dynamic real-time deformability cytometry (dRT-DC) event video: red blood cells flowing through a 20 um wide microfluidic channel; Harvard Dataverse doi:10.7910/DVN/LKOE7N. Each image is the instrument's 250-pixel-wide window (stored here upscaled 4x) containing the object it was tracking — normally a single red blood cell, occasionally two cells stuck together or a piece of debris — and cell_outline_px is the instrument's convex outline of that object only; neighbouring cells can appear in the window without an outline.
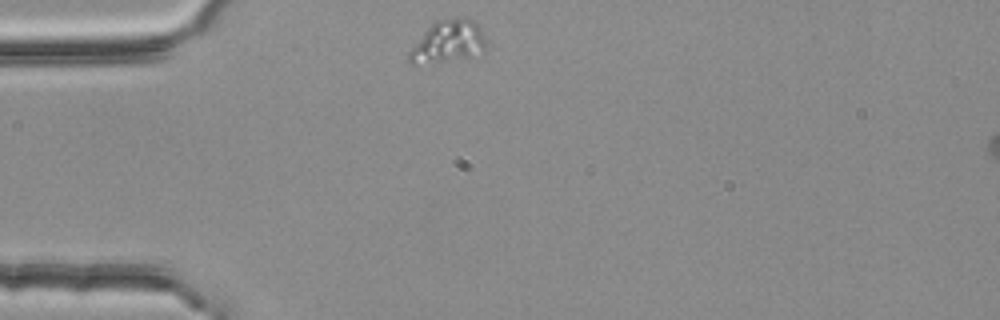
{"species": "common noctule bat (a hibernating species)", "species_latin": "Nyctalus noctula", "temperature_condition": "room temperature", "stored_images_in_passage": 1, "camera_frame_rate_fps": 3000, "um_per_image_px": 0.085, "animal": {"sex": "female", "body_mass_g": 25.1}, "frame": {"image": 1, "passage_image": 1, "time_ms": 0.0, "image_size_px": [1000, 320], "cell_outline_px": [[484, 52], [468, 56], [444, 60], [416, 64], [408, 64], [408, 52], [424, 32], [436, 20], [460, 16], [476, 20], [480, 28], [484, 40]], "centroid_in_image_um": [38.07, 3.49], "position_along_channel_um": 46.9, "area_um2": 18.55}}